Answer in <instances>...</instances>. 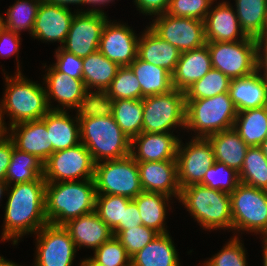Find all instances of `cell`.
<instances>
[{
  "label": "cell",
  "mask_w": 267,
  "mask_h": 266,
  "mask_svg": "<svg viewBox=\"0 0 267 266\" xmlns=\"http://www.w3.org/2000/svg\"><path fill=\"white\" fill-rule=\"evenodd\" d=\"M9 186L11 190L5 207L2 239H11L13 244H17L24 234L37 233L48 224L45 213L46 181L39 177L33 182Z\"/></svg>",
  "instance_id": "1"
},
{
  "label": "cell",
  "mask_w": 267,
  "mask_h": 266,
  "mask_svg": "<svg viewBox=\"0 0 267 266\" xmlns=\"http://www.w3.org/2000/svg\"><path fill=\"white\" fill-rule=\"evenodd\" d=\"M94 180L46 183L45 213L49 224L68 221L95 211Z\"/></svg>",
  "instance_id": "2"
},
{
  "label": "cell",
  "mask_w": 267,
  "mask_h": 266,
  "mask_svg": "<svg viewBox=\"0 0 267 266\" xmlns=\"http://www.w3.org/2000/svg\"><path fill=\"white\" fill-rule=\"evenodd\" d=\"M79 130L80 142L88 149L95 163L130 155L131 140L112 115L79 119Z\"/></svg>",
  "instance_id": "3"
},
{
  "label": "cell",
  "mask_w": 267,
  "mask_h": 266,
  "mask_svg": "<svg viewBox=\"0 0 267 266\" xmlns=\"http://www.w3.org/2000/svg\"><path fill=\"white\" fill-rule=\"evenodd\" d=\"M17 68L15 77L5 76L7 88L0 105L2 114L10 115V126L42 119L51 110L47 102L46 88L24 78L20 64Z\"/></svg>",
  "instance_id": "4"
},
{
  "label": "cell",
  "mask_w": 267,
  "mask_h": 266,
  "mask_svg": "<svg viewBox=\"0 0 267 266\" xmlns=\"http://www.w3.org/2000/svg\"><path fill=\"white\" fill-rule=\"evenodd\" d=\"M179 200L203 228L232 230L229 193L192 184L181 189Z\"/></svg>",
  "instance_id": "5"
},
{
  "label": "cell",
  "mask_w": 267,
  "mask_h": 266,
  "mask_svg": "<svg viewBox=\"0 0 267 266\" xmlns=\"http://www.w3.org/2000/svg\"><path fill=\"white\" fill-rule=\"evenodd\" d=\"M185 102V128L197 131L196 137L207 138L233 128L238 112L228 92Z\"/></svg>",
  "instance_id": "6"
},
{
  "label": "cell",
  "mask_w": 267,
  "mask_h": 266,
  "mask_svg": "<svg viewBox=\"0 0 267 266\" xmlns=\"http://www.w3.org/2000/svg\"><path fill=\"white\" fill-rule=\"evenodd\" d=\"M142 102V132L170 133L178 125L185 128L184 91L173 88L167 93L144 97Z\"/></svg>",
  "instance_id": "7"
},
{
  "label": "cell",
  "mask_w": 267,
  "mask_h": 266,
  "mask_svg": "<svg viewBox=\"0 0 267 266\" xmlns=\"http://www.w3.org/2000/svg\"><path fill=\"white\" fill-rule=\"evenodd\" d=\"M94 182L96 194L119 195L132 200L143 192L138 164L130 155L96 163Z\"/></svg>",
  "instance_id": "8"
},
{
  "label": "cell",
  "mask_w": 267,
  "mask_h": 266,
  "mask_svg": "<svg viewBox=\"0 0 267 266\" xmlns=\"http://www.w3.org/2000/svg\"><path fill=\"white\" fill-rule=\"evenodd\" d=\"M230 199L233 230L267 234V190L240 182Z\"/></svg>",
  "instance_id": "9"
},
{
  "label": "cell",
  "mask_w": 267,
  "mask_h": 266,
  "mask_svg": "<svg viewBox=\"0 0 267 266\" xmlns=\"http://www.w3.org/2000/svg\"><path fill=\"white\" fill-rule=\"evenodd\" d=\"M212 68L230 79H237L257 71L256 39L246 37L235 42H207Z\"/></svg>",
  "instance_id": "10"
},
{
  "label": "cell",
  "mask_w": 267,
  "mask_h": 266,
  "mask_svg": "<svg viewBox=\"0 0 267 266\" xmlns=\"http://www.w3.org/2000/svg\"><path fill=\"white\" fill-rule=\"evenodd\" d=\"M95 161L80 142L68 149L53 152L43 163L46 183L94 180Z\"/></svg>",
  "instance_id": "11"
},
{
  "label": "cell",
  "mask_w": 267,
  "mask_h": 266,
  "mask_svg": "<svg viewBox=\"0 0 267 266\" xmlns=\"http://www.w3.org/2000/svg\"><path fill=\"white\" fill-rule=\"evenodd\" d=\"M149 28L180 52L198 49L206 45L204 21L176 17L168 13L158 15Z\"/></svg>",
  "instance_id": "12"
},
{
  "label": "cell",
  "mask_w": 267,
  "mask_h": 266,
  "mask_svg": "<svg viewBox=\"0 0 267 266\" xmlns=\"http://www.w3.org/2000/svg\"><path fill=\"white\" fill-rule=\"evenodd\" d=\"M107 22L106 14L99 9L76 12L66 36L63 50L80 58H85L98 50L99 41L104 25Z\"/></svg>",
  "instance_id": "13"
},
{
  "label": "cell",
  "mask_w": 267,
  "mask_h": 266,
  "mask_svg": "<svg viewBox=\"0 0 267 266\" xmlns=\"http://www.w3.org/2000/svg\"><path fill=\"white\" fill-rule=\"evenodd\" d=\"M193 138L185 147H182L181 140H179L177 147L178 183L181 189L192 184H199L208 168L215 162L213 146L209 139Z\"/></svg>",
  "instance_id": "14"
},
{
  "label": "cell",
  "mask_w": 267,
  "mask_h": 266,
  "mask_svg": "<svg viewBox=\"0 0 267 266\" xmlns=\"http://www.w3.org/2000/svg\"><path fill=\"white\" fill-rule=\"evenodd\" d=\"M35 266H71L77 251L63 226L44 225L37 232Z\"/></svg>",
  "instance_id": "15"
},
{
  "label": "cell",
  "mask_w": 267,
  "mask_h": 266,
  "mask_svg": "<svg viewBox=\"0 0 267 266\" xmlns=\"http://www.w3.org/2000/svg\"><path fill=\"white\" fill-rule=\"evenodd\" d=\"M139 38L129 26L111 24L103 27L98 51L120 67L129 66L136 58Z\"/></svg>",
  "instance_id": "16"
},
{
  "label": "cell",
  "mask_w": 267,
  "mask_h": 266,
  "mask_svg": "<svg viewBox=\"0 0 267 266\" xmlns=\"http://www.w3.org/2000/svg\"><path fill=\"white\" fill-rule=\"evenodd\" d=\"M75 14L70 9L41 1L31 35L44 41L64 44Z\"/></svg>",
  "instance_id": "17"
},
{
  "label": "cell",
  "mask_w": 267,
  "mask_h": 266,
  "mask_svg": "<svg viewBox=\"0 0 267 266\" xmlns=\"http://www.w3.org/2000/svg\"><path fill=\"white\" fill-rule=\"evenodd\" d=\"M178 143V137L173 136L172 133L141 132L131 139L130 156L137 163L177 161ZM136 149H138V152L135 151Z\"/></svg>",
  "instance_id": "18"
},
{
  "label": "cell",
  "mask_w": 267,
  "mask_h": 266,
  "mask_svg": "<svg viewBox=\"0 0 267 266\" xmlns=\"http://www.w3.org/2000/svg\"><path fill=\"white\" fill-rule=\"evenodd\" d=\"M142 190L144 192L163 193L178 197L181 188L178 183L177 161H147L137 163Z\"/></svg>",
  "instance_id": "19"
},
{
  "label": "cell",
  "mask_w": 267,
  "mask_h": 266,
  "mask_svg": "<svg viewBox=\"0 0 267 266\" xmlns=\"http://www.w3.org/2000/svg\"><path fill=\"white\" fill-rule=\"evenodd\" d=\"M9 128L12 133L9 137L17 149L36 156L43 163L52 154L49 133L42 119L18 123Z\"/></svg>",
  "instance_id": "20"
},
{
  "label": "cell",
  "mask_w": 267,
  "mask_h": 266,
  "mask_svg": "<svg viewBox=\"0 0 267 266\" xmlns=\"http://www.w3.org/2000/svg\"><path fill=\"white\" fill-rule=\"evenodd\" d=\"M48 69L44 79L47 85L46 96L49 108L51 107L49 101L52 97L62 105V108H50L51 110L64 111L65 107L77 109L87 91L83 79L71 78L69 75L59 72L53 65Z\"/></svg>",
  "instance_id": "21"
},
{
  "label": "cell",
  "mask_w": 267,
  "mask_h": 266,
  "mask_svg": "<svg viewBox=\"0 0 267 266\" xmlns=\"http://www.w3.org/2000/svg\"><path fill=\"white\" fill-rule=\"evenodd\" d=\"M210 10L212 11L207 13L204 20L207 42H235L247 37L239 25L236 12L228 2L223 1Z\"/></svg>",
  "instance_id": "22"
},
{
  "label": "cell",
  "mask_w": 267,
  "mask_h": 266,
  "mask_svg": "<svg viewBox=\"0 0 267 266\" xmlns=\"http://www.w3.org/2000/svg\"><path fill=\"white\" fill-rule=\"evenodd\" d=\"M63 227L69 232L76 247H91L94 251L114 236L112 229L95 211L72 219Z\"/></svg>",
  "instance_id": "23"
},
{
  "label": "cell",
  "mask_w": 267,
  "mask_h": 266,
  "mask_svg": "<svg viewBox=\"0 0 267 266\" xmlns=\"http://www.w3.org/2000/svg\"><path fill=\"white\" fill-rule=\"evenodd\" d=\"M211 69L212 63L207 45L181 52L180 59L172 73L173 88L185 91Z\"/></svg>",
  "instance_id": "24"
},
{
  "label": "cell",
  "mask_w": 267,
  "mask_h": 266,
  "mask_svg": "<svg viewBox=\"0 0 267 266\" xmlns=\"http://www.w3.org/2000/svg\"><path fill=\"white\" fill-rule=\"evenodd\" d=\"M259 72L231 79L228 93L237 112L267 106V79Z\"/></svg>",
  "instance_id": "25"
},
{
  "label": "cell",
  "mask_w": 267,
  "mask_h": 266,
  "mask_svg": "<svg viewBox=\"0 0 267 266\" xmlns=\"http://www.w3.org/2000/svg\"><path fill=\"white\" fill-rule=\"evenodd\" d=\"M146 30L142 37H139L137 57L150 64L163 67L172 74L181 52L172 44L161 39L149 27Z\"/></svg>",
  "instance_id": "26"
},
{
  "label": "cell",
  "mask_w": 267,
  "mask_h": 266,
  "mask_svg": "<svg viewBox=\"0 0 267 266\" xmlns=\"http://www.w3.org/2000/svg\"><path fill=\"white\" fill-rule=\"evenodd\" d=\"M64 111L50 110L42 120L46 123L47 132L52 144V153L68 149L80 143L79 119H74Z\"/></svg>",
  "instance_id": "27"
},
{
  "label": "cell",
  "mask_w": 267,
  "mask_h": 266,
  "mask_svg": "<svg viewBox=\"0 0 267 266\" xmlns=\"http://www.w3.org/2000/svg\"><path fill=\"white\" fill-rule=\"evenodd\" d=\"M214 150L215 161L240 172L249 146L232 128L207 137Z\"/></svg>",
  "instance_id": "28"
},
{
  "label": "cell",
  "mask_w": 267,
  "mask_h": 266,
  "mask_svg": "<svg viewBox=\"0 0 267 266\" xmlns=\"http://www.w3.org/2000/svg\"><path fill=\"white\" fill-rule=\"evenodd\" d=\"M178 254L168 233L153 241L131 257V266H180Z\"/></svg>",
  "instance_id": "29"
},
{
  "label": "cell",
  "mask_w": 267,
  "mask_h": 266,
  "mask_svg": "<svg viewBox=\"0 0 267 266\" xmlns=\"http://www.w3.org/2000/svg\"><path fill=\"white\" fill-rule=\"evenodd\" d=\"M129 67L141 85V99L167 93L173 89L172 74L165 68L150 64L138 57Z\"/></svg>",
  "instance_id": "30"
},
{
  "label": "cell",
  "mask_w": 267,
  "mask_h": 266,
  "mask_svg": "<svg viewBox=\"0 0 267 266\" xmlns=\"http://www.w3.org/2000/svg\"><path fill=\"white\" fill-rule=\"evenodd\" d=\"M82 61L83 81L87 90L96 87L98 91H106L120 68L98 50L82 58Z\"/></svg>",
  "instance_id": "31"
},
{
  "label": "cell",
  "mask_w": 267,
  "mask_h": 266,
  "mask_svg": "<svg viewBox=\"0 0 267 266\" xmlns=\"http://www.w3.org/2000/svg\"><path fill=\"white\" fill-rule=\"evenodd\" d=\"M233 129L249 147L260 146L267 137V106L238 112Z\"/></svg>",
  "instance_id": "32"
},
{
  "label": "cell",
  "mask_w": 267,
  "mask_h": 266,
  "mask_svg": "<svg viewBox=\"0 0 267 266\" xmlns=\"http://www.w3.org/2000/svg\"><path fill=\"white\" fill-rule=\"evenodd\" d=\"M163 193L142 192L132 200L136 203L142 219V225L153 229L158 234L168 233L164 228L166 203L170 199ZM166 201V203H165Z\"/></svg>",
  "instance_id": "33"
},
{
  "label": "cell",
  "mask_w": 267,
  "mask_h": 266,
  "mask_svg": "<svg viewBox=\"0 0 267 266\" xmlns=\"http://www.w3.org/2000/svg\"><path fill=\"white\" fill-rule=\"evenodd\" d=\"M239 25L246 36L258 38L267 27V0H235Z\"/></svg>",
  "instance_id": "34"
},
{
  "label": "cell",
  "mask_w": 267,
  "mask_h": 266,
  "mask_svg": "<svg viewBox=\"0 0 267 266\" xmlns=\"http://www.w3.org/2000/svg\"><path fill=\"white\" fill-rule=\"evenodd\" d=\"M43 177V162L36 156L17 149L15 146L6 173V182L10 185L36 181ZM14 184H11V183Z\"/></svg>",
  "instance_id": "35"
},
{
  "label": "cell",
  "mask_w": 267,
  "mask_h": 266,
  "mask_svg": "<svg viewBox=\"0 0 267 266\" xmlns=\"http://www.w3.org/2000/svg\"><path fill=\"white\" fill-rule=\"evenodd\" d=\"M112 116L121 130L131 140L142 132V99L114 100Z\"/></svg>",
  "instance_id": "36"
},
{
  "label": "cell",
  "mask_w": 267,
  "mask_h": 266,
  "mask_svg": "<svg viewBox=\"0 0 267 266\" xmlns=\"http://www.w3.org/2000/svg\"><path fill=\"white\" fill-rule=\"evenodd\" d=\"M238 176L243 184L267 190V157L260 146L248 148Z\"/></svg>",
  "instance_id": "37"
},
{
  "label": "cell",
  "mask_w": 267,
  "mask_h": 266,
  "mask_svg": "<svg viewBox=\"0 0 267 266\" xmlns=\"http://www.w3.org/2000/svg\"><path fill=\"white\" fill-rule=\"evenodd\" d=\"M231 79L212 68L203 78L194 82L185 93V100L210 98L228 92Z\"/></svg>",
  "instance_id": "38"
},
{
  "label": "cell",
  "mask_w": 267,
  "mask_h": 266,
  "mask_svg": "<svg viewBox=\"0 0 267 266\" xmlns=\"http://www.w3.org/2000/svg\"><path fill=\"white\" fill-rule=\"evenodd\" d=\"M34 1V2H33ZM42 0H18L7 9L5 28L19 34L21 30L32 32L37 10Z\"/></svg>",
  "instance_id": "39"
},
{
  "label": "cell",
  "mask_w": 267,
  "mask_h": 266,
  "mask_svg": "<svg viewBox=\"0 0 267 266\" xmlns=\"http://www.w3.org/2000/svg\"><path fill=\"white\" fill-rule=\"evenodd\" d=\"M132 200L119 195L96 194L95 212L112 230L123 225V207Z\"/></svg>",
  "instance_id": "40"
},
{
  "label": "cell",
  "mask_w": 267,
  "mask_h": 266,
  "mask_svg": "<svg viewBox=\"0 0 267 266\" xmlns=\"http://www.w3.org/2000/svg\"><path fill=\"white\" fill-rule=\"evenodd\" d=\"M107 94L113 99H141V85L129 66L120 67Z\"/></svg>",
  "instance_id": "41"
},
{
  "label": "cell",
  "mask_w": 267,
  "mask_h": 266,
  "mask_svg": "<svg viewBox=\"0 0 267 266\" xmlns=\"http://www.w3.org/2000/svg\"><path fill=\"white\" fill-rule=\"evenodd\" d=\"M90 91L91 90L86 91L78 108L76 109L77 118L84 119L111 116L114 100L107 94L106 91Z\"/></svg>",
  "instance_id": "42"
},
{
  "label": "cell",
  "mask_w": 267,
  "mask_h": 266,
  "mask_svg": "<svg viewBox=\"0 0 267 266\" xmlns=\"http://www.w3.org/2000/svg\"><path fill=\"white\" fill-rule=\"evenodd\" d=\"M239 183L238 172L223 163L215 161L214 165L208 168L203 180L199 184L230 194L236 189Z\"/></svg>",
  "instance_id": "43"
},
{
  "label": "cell",
  "mask_w": 267,
  "mask_h": 266,
  "mask_svg": "<svg viewBox=\"0 0 267 266\" xmlns=\"http://www.w3.org/2000/svg\"><path fill=\"white\" fill-rule=\"evenodd\" d=\"M92 258L105 266H131V257L115 236L98 247Z\"/></svg>",
  "instance_id": "44"
},
{
  "label": "cell",
  "mask_w": 267,
  "mask_h": 266,
  "mask_svg": "<svg viewBox=\"0 0 267 266\" xmlns=\"http://www.w3.org/2000/svg\"><path fill=\"white\" fill-rule=\"evenodd\" d=\"M159 234L153 229L144 225L122 230L116 238L126 249L127 254L132 257L143 249L148 243L153 241Z\"/></svg>",
  "instance_id": "45"
},
{
  "label": "cell",
  "mask_w": 267,
  "mask_h": 266,
  "mask_svg": "<svg viewBox=\"0 0 267 266\" xmlns=\"http://www.w3.org/2000/svg\"><path fill=\"white\" fill-rule=\"evenodd\" d=\"M215 0H170L167 13L171 16L204 21Z\"/></svg>",
  "instance_id": "46"
},
{
  "label": "cell",
  "mask_w": 267,
  "mask_h": 266,
  "mask_svg": "<svg viewBox=\"0 0 267 266\" xmlns=\"http://www.w3.org/2000/svg\"><path fill=\"white\" fill-rule=\"evenodd\" d=\"M246 254L237 236L223 247L218 254L206 261L204 266H247Z\"/></svg>",
  "instance_id": "47"
},
{
  "label": "cell",
  "mask_w": 267,
  "mask_h": 266,
  "mask_svg": "<svg viewBox=\"0 0 267 266\" xmlns=\"http://www.w3.org/2000/svg\"><path fill=\"white\" fill-rule=\"evenodd\" d=\"M55 54L57 61L53 66L59 72L65 73L71 78L83 79L82 58L63 50L61 47H58Z\"/></svg>",
  "instance_id": "48"
},
{
  "label": "cell",
  "mask_w": 267,
  "mask_h": 266,
  "mask_svg": "<svg viewBox=\"0 0 267 266\" xmlns=\"http://www.w3.org/2000/svg\"><path fill=\"white\" fill-rule=\"evenodd\" d=\"M142 225V219L136 203L132 200L127 207H123V225H117L112 231L116 237L122 230Z\"/></svg>",
  "instance_id": "49"
},
{
  "label": "cell",
  "mask_w": 267,
  "mask_h": 266,
  "mask_svg": "<svg viewBox=\"0 0 267 266\" xmlns=\"http://www.w3.org/2000/svg\"><path fill=\"white\" fill-rule=\"evenodd\" d=\"M20 34L4 28L0 33V56L10 57L18 53L20 45Z\"/></svg>",
  "instance_id": "50"
},
{
  "label": "cell",
  "mask_w": 267,
  "mask_h": 266,
  "mask_svg": "<svg viewBox=\"0 0 267 266\" xmlns=\"http://www.w3.org/2000/svg\"><path fill=\"white\" fill-rule=\"evenodd\" d=\"M135 5L146 15H162L167 13L170 0H135Z\"/></svg>",
  "instance_id": "51"
},
{
  "label": "cell",
  "mask_w": 267,
  "mask_h": 266,
  "mask_svg": "<svg viewBox=\"0 0 267 266\" xmlns=\"http://www.w3.org/2000/svg\"><path fill=\"white\" fill-rule=\"evenodd\" d=\"M13 140L8 136L0 142V180L6 181V173L14 148Z\"/></svg>",
  "instance_id": "52"
},
{
  "label": "cell",
  "mask_w": 267,
  "mask_h": 266,
  "mask_svg": "<svg viewBox=\"0 0 267 266\" xmlns=\"http://www.w3.org/2000/svg\"><path fill=\"white\" fill-rule=\"evenodd\" d=\"M264 44V45H263ZM257 49V71L264 69V77L267 79V37L256 38ZM264 47V48H263ZM263 51V55L260 54Z\"/></svg>",
  "instance_id": "53"
},
{
  "label": "cell",
  "mask_w": 267,
  "mask_h": 266,
  "mask_svg": "<svg viewBox=\"0 0 267 266\" xmlns=\"http://www.w3.org/2000/svg\"><path fill=\"white\" fill-rule=\"evenodd\" d=\"M46 3L53 4V5H58L62 7H67V4H85L86 0H43Z\"/></svg>",
  "instance_id": "54"
},
{
  "label": "cell",
  "mask_w": 267,
  "mask_h": 266,
  "mask_svg": "<svg viewBox=\"0 0 267 266\" xmlns=\"http://www.w3.org/2000/svg\"><path fill=\"white\" fill-rule=\"evenodd\" d=\"M5 126L6 125H4L3 114H2L1 109H0V142L5 139L4 137H8V135H7L8 134V132H7L8 129Z\"/></svg>",
  "instance_id": "55"
},
{
  "label": "cell",
  "mask_w": 267,
  "mask_h": 266,
  "mask_svg": "<svg viewBox=\"0 0 267 266\" xmlns=\"http://www.w3.org/2000/svg\"><path fill=\"white\" fill-rule=\"evenodd\" d=\"M80 266H105L103 264H99L93 258L85 259L81 262Z\"/></svg>",
  "instance_id": "56"
},
{
  "label": "cell",
  "mask_w": 267,
  "mask_h": 266,
  "mask_svg": "<svg viewBox=\"0 0 267 266\" xmlns=\"http://www.w3.org/2000/svg\"><path fill=\"white\" fill-rule=\"evenodd\" d=\"M263 236H264L263 238H265V239H263V240H264V241H263V242H264V247H263V248H264V249H263V252H264V253H263V255H264V256H263V259H264V260H263V261H264L263 263H264V264H263V266H267V234H266V235H263Z\"/></svg>",
  "instance_id": "57"
},
{
  "label": "cell",
  "mask_w": 267,
  "mask_h": 266,
  "mask_svg": "<svg viewBox=\"0 0 267 266\" xmlns=\"http://www.w3.org/2000/svg\"><path fill=\"white\" fill-rule=\"evenodd\" d=\"M112 0H86V4H93L94 6L97 5H103L108 4Z\"/></svg>",
  "instance_id": "58"
},
{
  "label": "cell",
  "mask_w": 267,
  "mask_h": 266,
  "mask_svg": "<svg viewBox=\"0 0 267 266\" xmlns=\"http://www.w3.org/2000/svg\"><path fill=\"white\" fill-rule=\"evenodd\" d=\"M5 191L8 192V185L6 181H1L0 180V199L3 196V192L5 193Z\"/></svg>",
  "instance_id": "59"
},
{
  "label": "cell",
  "mask_w": 267,
  "mask_h": 266,
  "mask_svg": "<svg viewBox=\"0 0 267 266\" xmlns=\"http://www.w3.org/2000/svg\"><path fill=\"white\" fill-rule=\"evenodd\" d=\"M263 153L267 157V137L263 140L262 144L260 145Z\"/></svg>",
  "instance_id": "60"
},
{
  "label": "cell",
  "mask_w": 267,
  "mask_h": 266,
  "mask_svg": "<svg viewBox=\"0 0 267 266\" xmlns=\"http://www.w3.org/2000/svg\"><path fill=\"white\" fill-rule=\"evenodd\" d=\"M0 266H19V265H16L15 263H13L12 261H7V260H3L1 263H0Z\"/></svg>",
  "instance_id": "61"
},
{
  "label": "cell",
  "mask_w": 267,
  "mask_h": 266,
  "mask_svg": "<svg viewBox=\"0 0 267 266\" xmlns=\"http://www.w3.org/2000/svg\"><path fill=\"white\" fill-rule=\"evenodd\" d=\"M4 17L0 15V33L4 30L5 28V22H4Z\"/></svg>",
  "instance_id": "62"
},
{
  "label": "cell",
  "mask_w": 267,
  "mask_h": 266,
  "mask_svg": "<svg viewBox=\"0 0 267 266\" xmlns=\"http://www.w3.org/2000/svg\"><path fill=\"white\" fill-rule=\"evenodd\" d=\"M261 37H267V27H266V30H265V33H264V35H263V36H261Z\"/></svg>",
  "instance_id": "63"
},
{
  "label": "cell",
  "mask_w": 267,
  "mask_h": 266,
  "mask_svg": "<svg viewBox=\"0 0 267 266\" xmlns=\"http://www.w3.org/2000/svg\"><path fill=\"white\" fill-rule=\"evenodd\" d=\"M3 260H4V258L0 256V263H1Z\"/></svg>",
  "instance_id": "64"
}]
</instances>
